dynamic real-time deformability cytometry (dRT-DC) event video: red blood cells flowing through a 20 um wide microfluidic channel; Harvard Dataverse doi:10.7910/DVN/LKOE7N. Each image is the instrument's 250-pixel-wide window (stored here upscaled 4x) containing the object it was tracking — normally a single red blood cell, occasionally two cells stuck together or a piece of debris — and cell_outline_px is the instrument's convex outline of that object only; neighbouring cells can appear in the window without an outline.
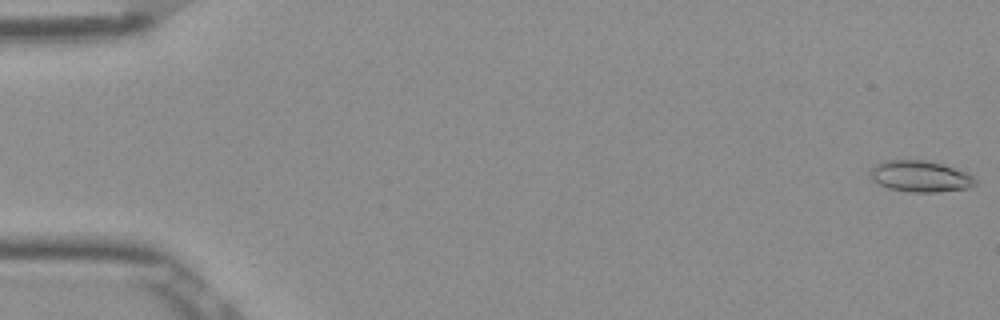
{"species": "Egyptian fruit bat (a non-hibernating species)", "species_latin": "Rousettus aegyptiacus", "temperature_condition": "room temperature", "stored_images_in_passage": 53, "camera_frame_rate_fps": 3000, "um_per_image_px": 0.085, "frame": {"image": 1, "passage_image": 1, "time_ms": 0.0, "image_size_px": [1000, 320], "cell_outline_px": [[976, 184], [968, 188], [936, 192], [912, 192], [888, 188], [872, 180], [868, 172], [876, 164], [888, 160], [924, 160], [940, 164], [964, 172], [972, 176], [976, 180]], "centroid_in_image_um": [78.18, 14.99], "position_along_channel_um": 6.8, "area_um2": 18.84}}
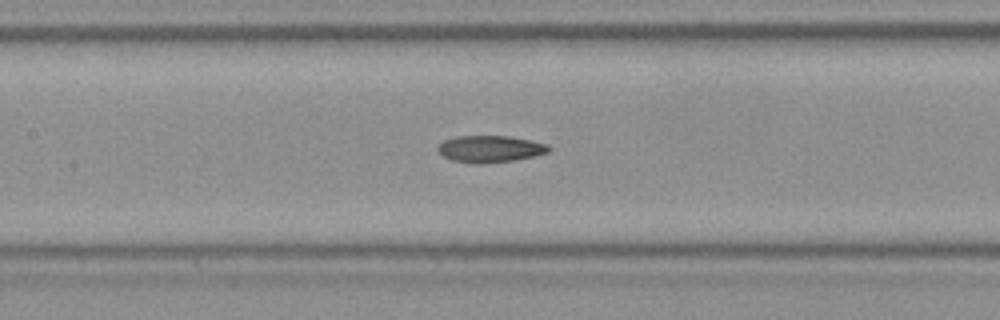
{"frame": {"image": 2, "passage_image": 25, "time_ms": 8.0, "image_size_px": [1000, 320], "cell_outline_px": [[552, 148], [548, 152], [536, 156], [512, 160], [480, 164], [452, 160], [444, 156], [436, 148], [444, 140], [456, 136], [508, 136], [532, 140], [548, 144]], "centroid_in_image_um": [41.7, 12.65], "position_along_channel_um": 165.7, "area_um2": 17.28}}
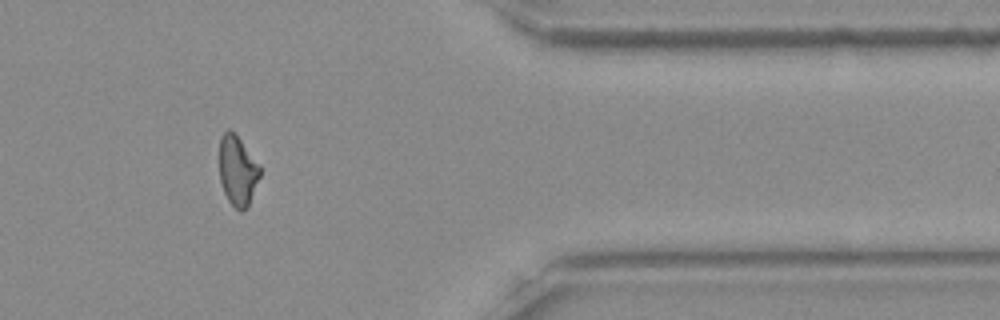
{"frame": {"image": 3, "passage_image": 44, "time_ms": 14.333, "image_size_px": [1000, 320], "cell_outline_px": [[260, 176], [248, 208], [240, 212], [228, 200], [224, 192], [220, 180], [220, 136], [228, 128], [236, 132], [260, 164]], "centroid_in_image_um": [20.21, 14.47], "position_along_channel_um": 391.2, "area_um2": 16.88}, "authors_computed_cell_mechanics": {"area_um2": 17.3978, "velocity_mm_per_s": 3.9055, "shape_relaxation_time_tau1_ms": null, "shape_relaxation_time_tau2_ms": 4.5861, "deformation_change_tau1": null, "deformation_change_tau2": 0.121}}